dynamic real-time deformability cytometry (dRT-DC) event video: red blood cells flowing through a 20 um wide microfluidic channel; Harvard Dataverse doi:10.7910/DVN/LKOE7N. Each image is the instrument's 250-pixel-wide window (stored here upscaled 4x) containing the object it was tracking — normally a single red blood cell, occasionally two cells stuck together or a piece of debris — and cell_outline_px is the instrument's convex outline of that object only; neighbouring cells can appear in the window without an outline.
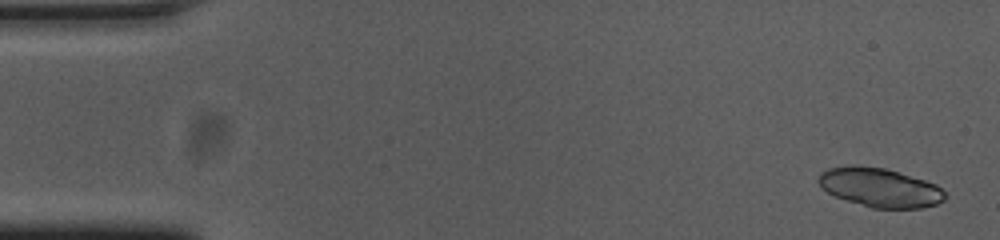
{"species": "common noctule bat (a hibernating species)", "species_latin": "Nyctalus noctula", "temperature_condition": "cold", "stored_images_in_passage": 55, "segment_of_instrument_passage": [1, 2], "camera_frame_rate_fps": 3000, "um_per_image_px": 0.085, "animal": {"sex": "female", "body_mass_g": 23.0, "forearm_length_mm": 53.4}, "frame": {"image": 1, "passage_image": 2, "time_ms": 0.333, "image_size_px": [1000, 240], "cell_outline_px": [[944, 200], [936, 204], [920, 208], [872, 208], [836, 196], [828, 192], [816, 180], [820, 172], [828, 168], [848, 164], [860, 164], [884, 168], [924, 180], [936, 184], [944, 192]], "centroid_in_image_um": [74.74, 15.91], "position_along_channel_um": 10.3, "area_um2": 28.67}}